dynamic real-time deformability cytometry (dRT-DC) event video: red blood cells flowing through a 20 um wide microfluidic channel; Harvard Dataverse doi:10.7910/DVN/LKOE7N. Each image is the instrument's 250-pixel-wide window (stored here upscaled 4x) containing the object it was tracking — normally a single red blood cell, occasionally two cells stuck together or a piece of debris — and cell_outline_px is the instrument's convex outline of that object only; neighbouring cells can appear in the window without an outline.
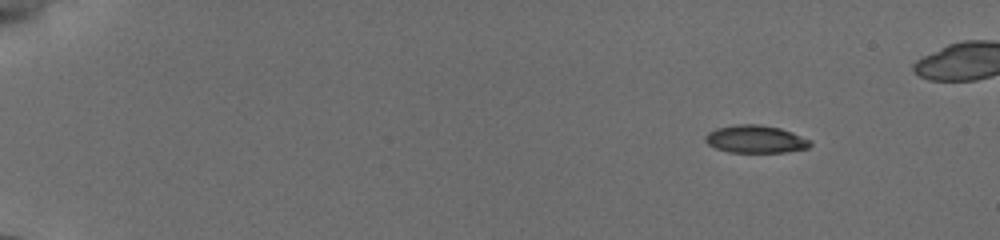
{"species": "common noctule bat (a hibernating species)", "species_latin": "Nyctalus noctula", "temperature_condition": "cold", "stored_images_in_passage": 22, "camera_frame_rate_fps": 3000, "um_per_image_px": 0.085, "animal": {"sex": "female", "body_mass_g": 19.5, "forearm_length_mm": 54.1}, "frame": {"image": 1, "passage_image": 2, "time_ms": 1.0, "image_size_px": [1000, 240], "cell_outline_px": [[812, 144], [808, 148], [784, 152], [728, 152], [716, 148], [708, 144], [704, 140], [704, 136], [708, 132], [716, 128], [736, 124], [760, 124], [780, 128], [792, 132], [812, 140]], "centroid_in_image_um": [64.22, 11.82], "position_along_channel_um": 20.8, "area_um2": 17.05}}
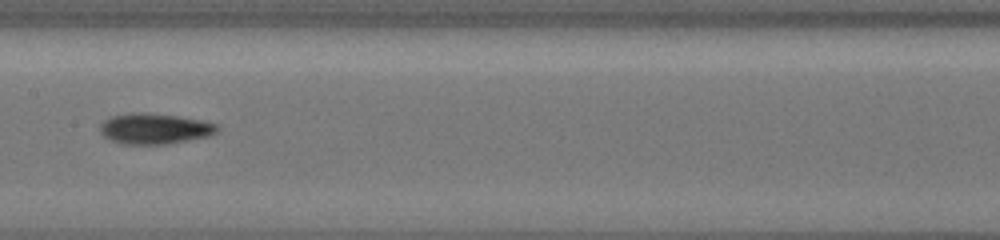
{"frame": {"image": 2, "passage_image": 12, "time_ms": 9.0, "image_size_px": [1000, 240], "cell_outline_px": [[220, 128], [216, 132], [208, 136], [168, 144], [120, 144], [104, 136], [100, 132], [100, 124], [104, 120], [112, 116], [132, 112], [148, 112], [204, 120], [220, 124]], "centroid_in_image_um": [13.16, 10.93], "position_along_channel_um": 194.2, "area_um2": 21.15}}
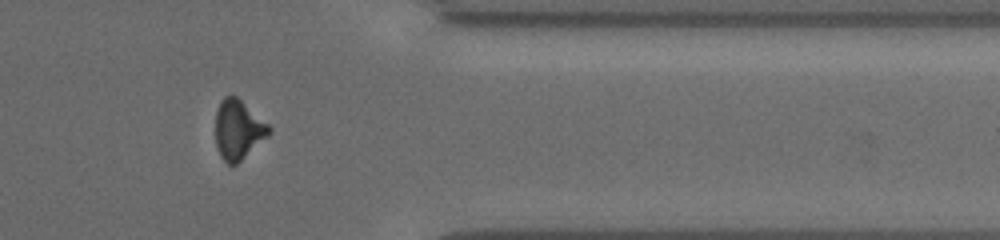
{"frame": {"image": 3, "passage_image": 19, "time_ms": 14.333, "image_size_px": [1000, 240], "cell_outline_px": [[272, 132], [268, 136], [236, 164], [228, 164], [220, 156], [216, 144], [216, 112], [220, 100], [224, 96], [236, 96], [268, 124], [272, 128]], "centroid_in_image_um": [20.24, 11.01], "position_along_channel_um": 391.2, "area_um2": 18.32}}